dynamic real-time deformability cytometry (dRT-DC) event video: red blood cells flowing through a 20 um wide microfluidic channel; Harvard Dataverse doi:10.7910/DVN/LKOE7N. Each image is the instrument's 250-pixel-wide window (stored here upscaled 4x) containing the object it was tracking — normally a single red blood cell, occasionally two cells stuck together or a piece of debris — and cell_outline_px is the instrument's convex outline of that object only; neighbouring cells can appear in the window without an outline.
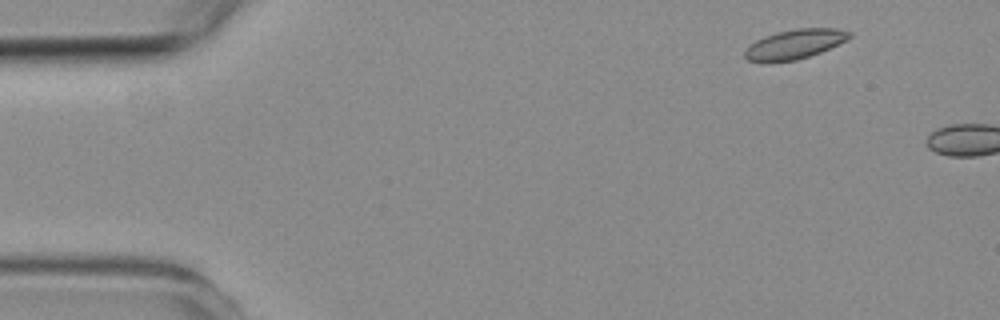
{"species": "common noctule bat (a hibernating species)", "species_latin": "Nyctalus noctula", "temperature_condition": "room temperature", "stored_images_in_passage": 4, "camera_frame_rate_fps": 3000, "um_per_image_px": 0.085, "animal": {"sex": "female", "body_mass_g": 19.3, "forearm_length_mm": 54.1}, "frame": {"image": 1, "passage_image": 1, "time_ms": 0.0, "image_size_px": [1000, 320], "cell_outline_px": [[852, 36], [848, 40], [820, 52], [796, 60], [748, 60], [744, 56], [744, 52], [756, 40], [764, 36], [776, 32], [796, 28], [836, 28], [852, 32]], "centroid_in_image_um": [67.63, 3.71], "position_along_channel_um": 17.4, "area_um2": 17.57}}